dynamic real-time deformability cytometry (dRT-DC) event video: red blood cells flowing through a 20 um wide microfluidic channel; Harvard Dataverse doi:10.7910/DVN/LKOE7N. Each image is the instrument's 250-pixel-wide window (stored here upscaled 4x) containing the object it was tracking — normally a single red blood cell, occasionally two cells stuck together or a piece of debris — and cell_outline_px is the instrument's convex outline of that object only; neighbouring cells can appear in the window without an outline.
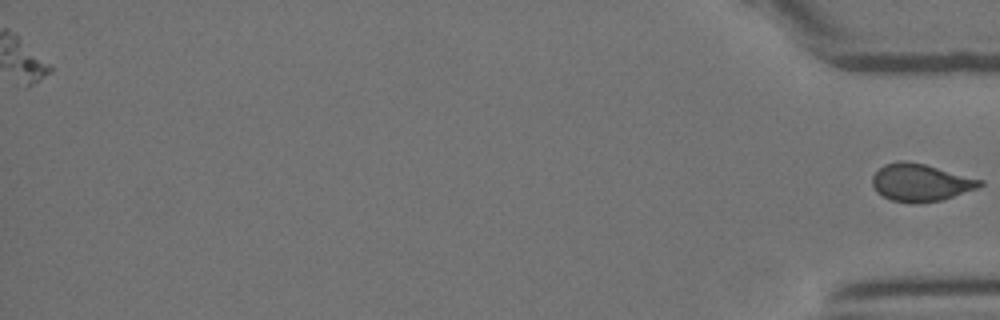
{"species": "Egyptian fruit bat (a non-hibernating species)", "species_latin": "Rousettus aegyptiacus", "temperature_condition": "room temperature", "stored_images_in_passage": 32, "segment_of_instrument_passage": [2, 2], "camera_frame_rate_fps": 3000, "um_per_image_px": 0.085, "animal": {"sex": "female"}, "frame": {"image": 1, "passage_image": 32, "time_ms": 10.333, "image_size_px": [1000, 320], "cell_outline_px": [[984, 184], [976, 188], [940, 200], [892, 200], [876, 192], [872, 184], [872, 176], [884, 164], [896, 160], [904, 160], [924, 164], [984, 180]], "centroid_in_image_um": [78.23, 15.45], "position_along_channel_um": 357.0, "area_um2": 22.66}}